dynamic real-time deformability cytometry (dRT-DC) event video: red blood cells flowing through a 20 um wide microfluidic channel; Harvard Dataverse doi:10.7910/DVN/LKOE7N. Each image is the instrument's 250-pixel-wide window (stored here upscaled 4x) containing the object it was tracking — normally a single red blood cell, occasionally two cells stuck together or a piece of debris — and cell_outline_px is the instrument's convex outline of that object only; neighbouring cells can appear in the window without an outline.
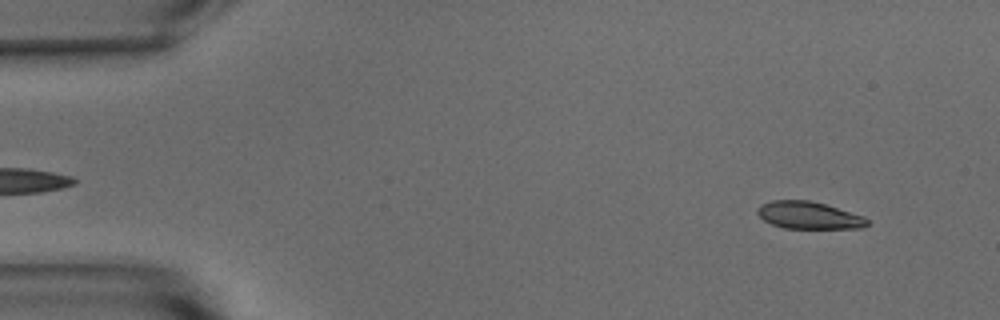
{"species": "common noctule bat (a hibernating species)", "species_latin": "Nyctalus noctula", "temperature_condition": "warm", "stored_images_in_passage": 52, "camera_frame_rate_fps": 3000, "um_per_image_px": 0.085, "animal": {"sex": "male", "body_mass_g": 15.6}, "frame": {"image": 1, "passage_image": 4, "time_ms": 1.0, "image_size_px": [1000, 320], "cell_outline_px": [[868, 224], [864, 228], [784, 228], [772, 224], [764, 220], [756, 212], [756, 208], [760, 204], [772, 200], [808, 200], [824, 204], [864, 216], [868, 220]], "centroid_in_image_um": [68.72, 18.3], "position_along_channel_um": 16.3, "area_um2": 17.4}}
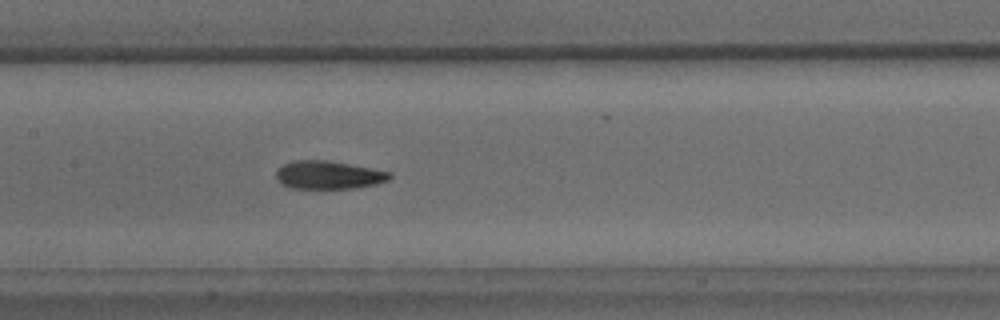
{"frame": {"image": 2, "passage_image": 25, "time_ms": 8.0, "image_size_px": [1000, 320], "cell_outline_px": [[392, 176], [388, 180], [376, 184], [352, 188], [292, 188], [280, 184], [276, 180], [276, 168], [292, 160], [328, 160], [392, 172]], "centroid_in_image_um": [27.88, 14.86], "position_along_channel_um": 179.5, "area_um2": 18.73}}
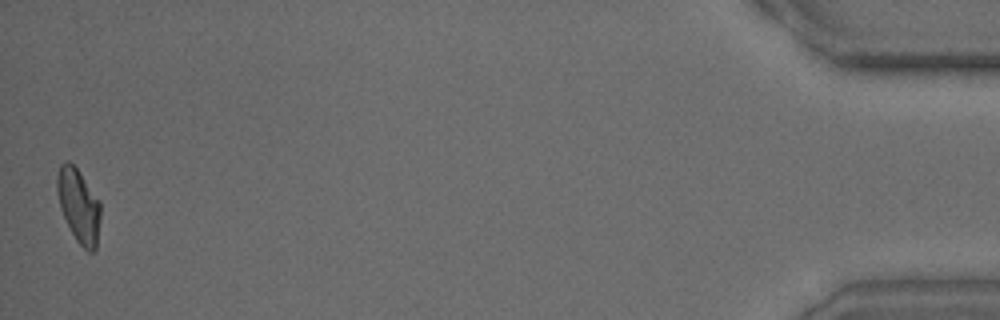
{"frame": {"image": 3, "passage_image": 52, "time_ms": 17.0, "image_size_px": [1000, 320], "cell_outline_px": [[100, 220], [96, 248], [92, 252], [88, 252], [76, 240], [60, 208], [56, 192], [56, 180], [60, 164], [64, 160], [68, 160], [76, 168], [100, 200]], "centroid_in_image_um": [6.68, 17.46], "position_along_channel_um": 428.5, "area_um2": 18.61}, "authors_computed_cell_mechanics": {"area_um2": 18.8717, "velocity_mm_per_s": 3.7889, "shape_relaxation_time_tau1_ms": 5.2003, "shape_relaxation_time_tau2_ms": 2.375, "deformation_change_tau1": 0.1756, "deformation_change_tau2": 0.0892}}